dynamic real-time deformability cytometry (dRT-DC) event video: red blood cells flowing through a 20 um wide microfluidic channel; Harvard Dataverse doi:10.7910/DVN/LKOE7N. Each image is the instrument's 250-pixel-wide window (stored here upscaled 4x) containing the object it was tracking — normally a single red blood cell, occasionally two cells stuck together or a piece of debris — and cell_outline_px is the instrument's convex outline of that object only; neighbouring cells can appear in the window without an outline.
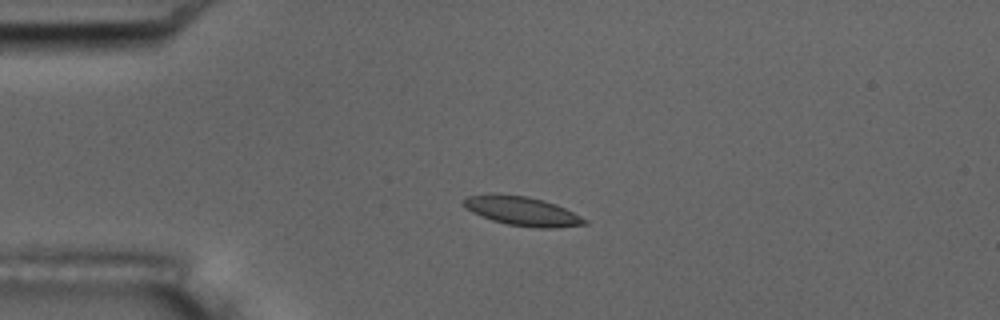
{"species": "common noctule bat (a hibernating species)", "species_latin": "Nyctalus noctula", "temperature_condition": "room temperature", "stored_images_in_passage": 43, "camera_frame_rate_fps": 3000, "um_per_image_px": 0.085, "animal": {"sex": "male", "body_mass_g": 17.5, "forearm_length_mm": 52.3}, "frame": {"image": 1, "passage_image": 1, "time_ms": 0.0, "image_size_px": [1000, 320], "cell_outline_px": [[588, 224], [552, 228], [540, 228], [508, 224], [492, 220], [472, 212], [464, 208], [460, 204], [460, 200], [468, 196], [492, 192], [496, 192], [528, 196], [544, 200], [564, 208], [588, 220]], "centroid_in_image_um": [44.3, 17.91], "position_along_channel_um": 40.7, "area_um2": 20.81}}
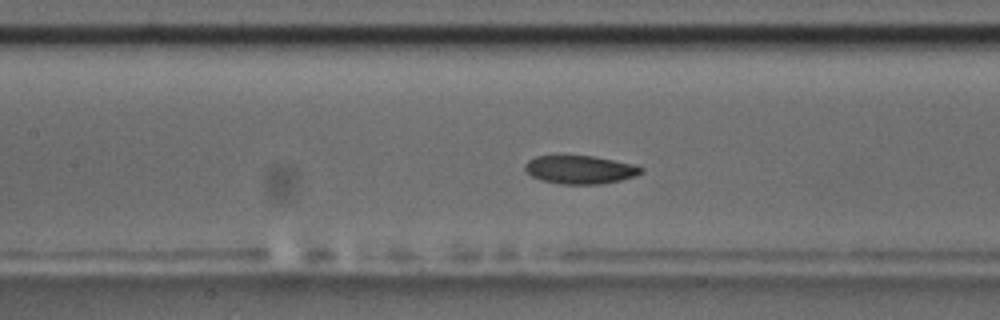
{"frame": {"image": 2, "passage_image": 13, "time_ms": 4.0, "image_size_px": [1000, 320], "cell_outline_px": [[644, 172], [636, 176], [620, 180], [600, 184], [560, 184], [540, 180], [532, 176], [524, 168], [524, 164], [528, 160], [536, 156], [592, 156], [636, 164], [644, 168]], "centroid_in_image_um": [49.33, 14.42], "position_along_channel_um": 158.1, "area_um2": 19.25}}
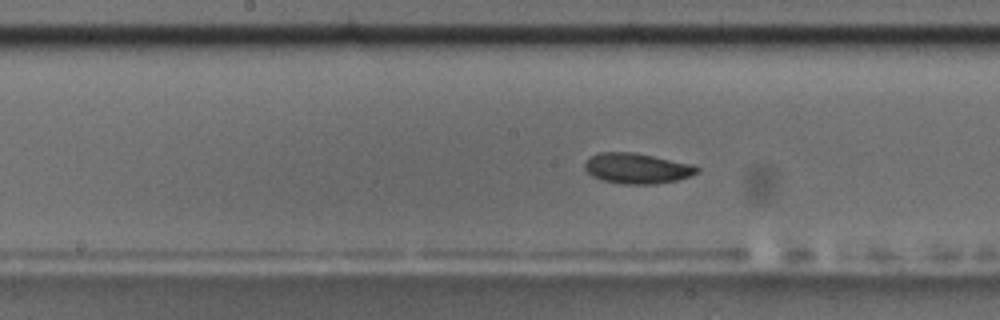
{"frame": {"image": 3, "passage_image": 16, "time_ms": 5.0, "image_size_px": [1000, 320], "cell_outline_px": [[700, 172], [676, 180], [656, 184], [624, 184], [604, 180], [592, 176], [584, 168], [584, 164], [592, 156], [600, 152], [632, 152], [692, 164], [700, 168]], "centroid_in_image_um": [54.16, 14.31], "position_along_channel_um": 194.0, "area_um2": 19.65}, "authors_computed_cell_mechanics": {"area_um2": 19.7676, "velocity_mm_per_s": 3.6278, "shape_relaxation_time_tau1_ms": 3.7322, "shape_relaxation_time_tau2_ms": null, "deformation_change_tau1": 0.0875, "deformation_change_tau2": null}}